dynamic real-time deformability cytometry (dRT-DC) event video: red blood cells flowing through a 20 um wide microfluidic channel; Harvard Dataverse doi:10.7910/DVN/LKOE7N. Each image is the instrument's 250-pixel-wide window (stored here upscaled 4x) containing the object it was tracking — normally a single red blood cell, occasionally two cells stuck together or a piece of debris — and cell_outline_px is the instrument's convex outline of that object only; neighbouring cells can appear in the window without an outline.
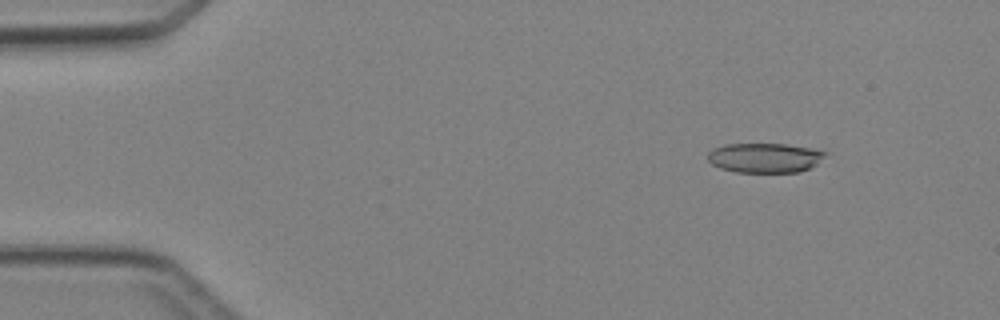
{"species": "Egyptian fruit bat (a non-hibernating species)", "species_latin": "Rousettus aegyptiacus", "temperature_condition": "cold", "stored_images_in_passage": 4, "camera_frame_rate_fps": 3000, "um_per_image_px": 0.085, "animal": {"sex": "female"}, "frame": {"image": 1, "passage_image": 2, "time_ms": 1.0, "image_size_px": [1000, 320], "cell_outline_px": [[828, 152], [816, 164], [800, 172], [736, 172], [720, 168], [712, 164], [708, 160], [708, 152], [712, 148], [724, 144], [788, 144]], "centroid_in_image_um": [64.96, 13.41], "position_along_channel_um": 20.0, "area_um2": 20.23}}